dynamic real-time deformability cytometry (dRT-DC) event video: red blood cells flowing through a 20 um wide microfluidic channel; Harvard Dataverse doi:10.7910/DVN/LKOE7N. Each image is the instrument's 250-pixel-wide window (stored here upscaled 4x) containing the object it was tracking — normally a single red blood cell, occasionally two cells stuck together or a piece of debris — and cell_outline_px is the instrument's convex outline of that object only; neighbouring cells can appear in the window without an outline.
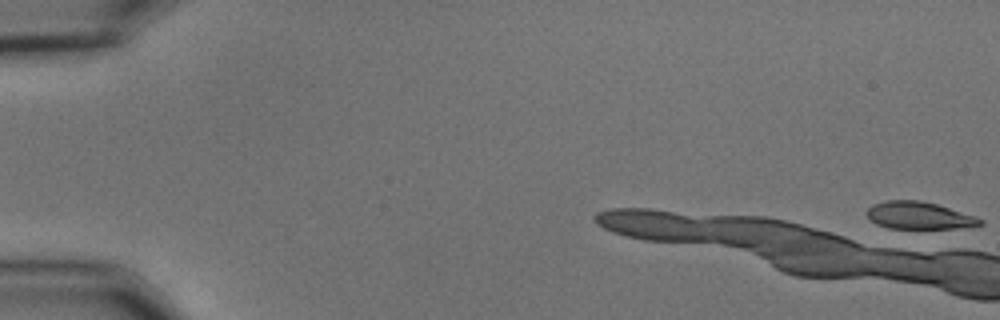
{"species": "common noctule bat (a hibernating species)", "species_latin": "Nyctalus noctula", "temperature_condition": "cold", "stored_images_in_passage": 1, "camera_frame_rate_fps": 3000, "um_per_image_px": 0.085, "animal": {"sex": "male", "body_mass_g": 15.6}, "frame": {"image": 1, "passage_image": 1, "time_ms": 0.0, "image_size_px": [1000, 320], "cell_outline_px": [[984, 224], [956, 228], [900, 232], [896, 232], [876, 224], [868, 216], [868, 208], [872, 204], [884, 200], [920, 200], [936, 204], [976, 216], [984, 220]], "centroid_in_image_um": [78.09, 18.38], "position_along_channel_um": 6.9, "area_um2": 19.02}}